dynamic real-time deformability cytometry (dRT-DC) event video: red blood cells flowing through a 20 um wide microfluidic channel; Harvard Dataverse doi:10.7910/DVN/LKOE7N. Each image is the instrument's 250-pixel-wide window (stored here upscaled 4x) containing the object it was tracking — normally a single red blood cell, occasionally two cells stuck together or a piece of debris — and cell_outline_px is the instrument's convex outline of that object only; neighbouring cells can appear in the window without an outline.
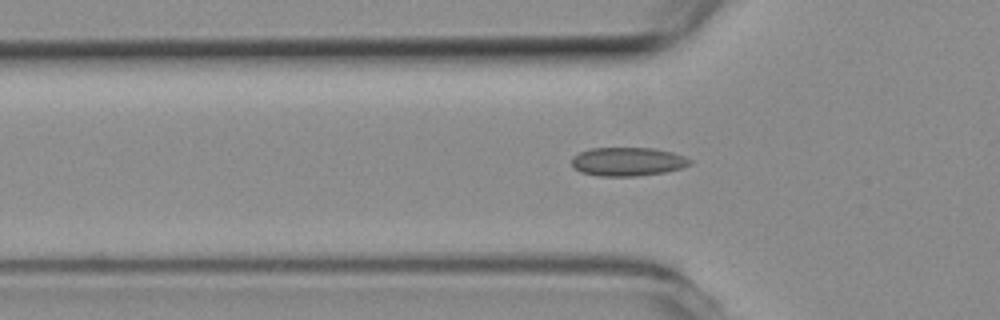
{"species": "common noctule bat (a hibernating species)", "species_latin": "Nyctalus noctula", "temperature_condition": "room temperature", "stored_images_in_passage": 50, "camera_frame_rate_fps": 3000, "um_per_image_px": 0.085, "animal": {"sex": "female", "body_mass_g": 19.3, "forearm_length_mm": 54.1}, "frame": {"image": 1, "passage_image": 17, "time_ms": 5.333, "image_size_px": [1000, 320], "cell_outline_px": [[692, 164], [684, 168], [664, 172], [636, 176], [600, 176], [580, 172], [572, 164], [572, 156], [580, 152], [592, 148], [652, 148], [672, 152], [684, 156], [692, 160]], "centroid_in_image_um": [53.38, 13.74], "position_along_channel_um": 72.4, "area_um2": 19.77}}
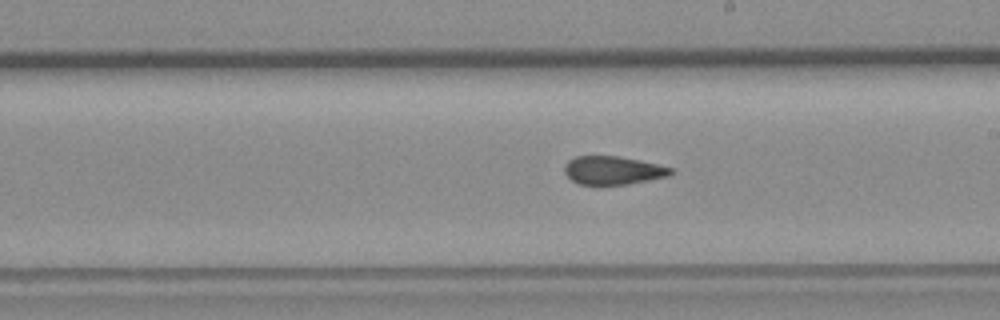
{"frame": {"image": 2, "passage_image": 30, "time_ms": 9.667, "image_size_px": [1000, 320], "cell_outline_px": [[676, 172], [672, 176], [628, 184], [600, 188], [580, 184], [572, 180], [564, 172], [564, 164], [568, 160], [576, 156], [616, 156], [640, 160], [672, 168]], "centroid_in_image_um": [52.11, 14.52], "position_along_channel_um": 236.9, "area_um2": 18.32}}
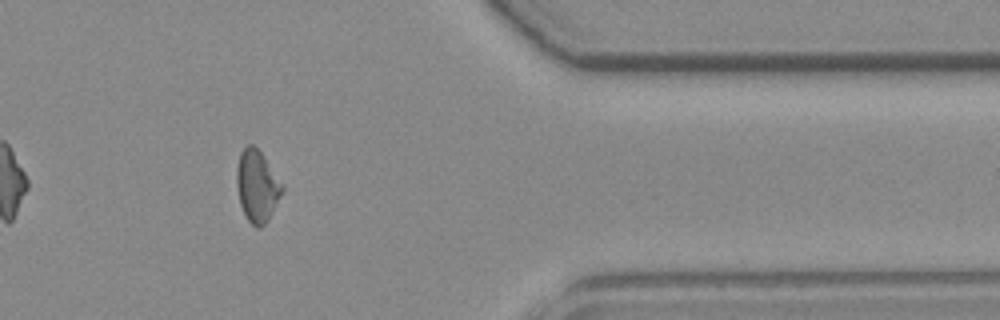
{"frame": {"image": 3, "passage_image": 44, "time_ms": 14.333, "image_size_px": [1000, 320], "cell_outline_px": [[284, 192], [268, 220], [260, 228], [256, 228], [248, 220], [240, 204], [236, 184], [236, 168], [240, 152], [248, 144], [252, 144], [260, 152], [284, 184]], "centroid_in_image_um": [21.86, 15.82], "position_along_channel_um": 389.5, "area_um2": 19.13}, "authors_computed_cell_mechanics": {"area_um2": 19.0451, "velocity_mm_per_s": 3.7798, "shape_relaxation_time_tau1_ms": null, "shape_relaxation_time_tau2_ms": 3.0849, "deformation_change_tau1": null, "deformation_change_tau2": 0.0863}}